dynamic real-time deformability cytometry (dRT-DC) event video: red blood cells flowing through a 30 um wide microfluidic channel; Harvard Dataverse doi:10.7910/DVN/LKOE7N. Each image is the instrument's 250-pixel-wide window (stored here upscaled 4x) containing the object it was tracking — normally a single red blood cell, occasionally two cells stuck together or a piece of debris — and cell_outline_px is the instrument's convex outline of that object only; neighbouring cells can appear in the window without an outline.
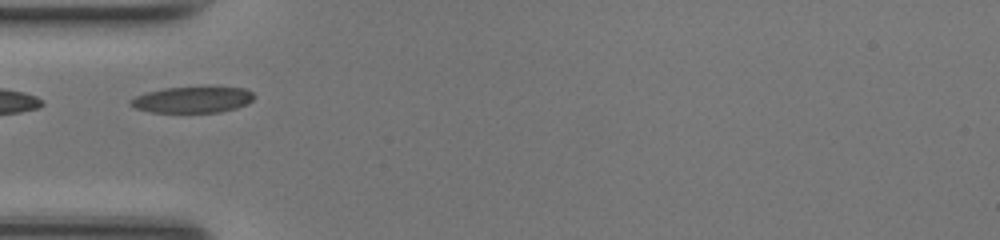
{"species": "common noctule bat (a hibernating species)", "species_latin": "Nyctalus noctula", "temperature_condition": "room temperature", "stored_images_in_passage": 27, "camera_frame_rate_fps": 3000, "um_per_image_px": 0.085, "animal": {"sex": "female", "body_mass_g": 17.0, "forearm_length_mm": 48.0}, "frame": {"image": 1, "passage_image": 1, "time_ms": 0.0, "image_size_px": [1000, 240], "cell_outline_px": [[256, 96], [248, 104], [236, 108], [220, 112], [152, 112], [136, 108], [128, 104], [128, 100], [136, 96], [148, 92], [164, 88], [208, 84], [244, 88], [252, 92]], "centroid_in_image_um": [16.42, 8.42], "position_along_channel_um": 68.6, "area_um2": 19.71}, "authors_computed_cell_mechanics": {"area_um2": 18.7272, "velocity_mm_per_s": 4.2135, "shape_relaxation_time_tau1_ms": 3.173, "shape_relaxation_time_tau2_ms": 3.1979, "deformation_change_tau1": 0.0994, "deformation_change_tau2": 0.0826}}